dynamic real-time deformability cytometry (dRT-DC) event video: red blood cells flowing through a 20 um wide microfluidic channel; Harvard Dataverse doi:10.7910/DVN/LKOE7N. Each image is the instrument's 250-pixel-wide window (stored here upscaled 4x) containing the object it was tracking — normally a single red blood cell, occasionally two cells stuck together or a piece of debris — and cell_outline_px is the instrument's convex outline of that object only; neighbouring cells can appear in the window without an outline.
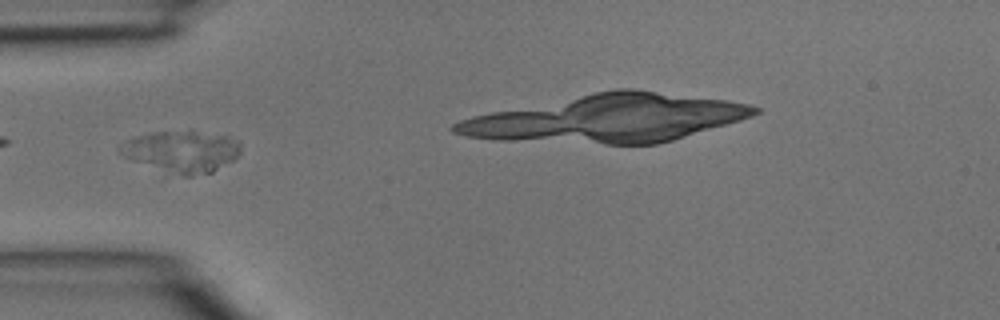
{"species": "common noctule bat (a hibernating species)", "species_latin": "Nyctalus noctula", "temperature_condition": "room temperature", "stored_images_in_passage": 6, "camera_frame_rate_fps": 3000, "um_per_image_px": 0.085, "animal": {"sex": "male", "body_mass_g": 15.6}, "frame": {"image": 1, "passage_image": 4, "time_ms": 1.0, "image_size_px": [1000, 320], "cell_outline_px": [[240, 152], [232, 160], [212, 172], [192, 176], [184, 176], [132, 160], [120, 152], [116, 148], [128, 140], [136, 136], [152, 132], [196, 132], [228, 136], [240, 144]], "centroid_in_image_um": [15.45, 12.88], "position_along_channel_um": 69.6, "area_um2": 28.26}}